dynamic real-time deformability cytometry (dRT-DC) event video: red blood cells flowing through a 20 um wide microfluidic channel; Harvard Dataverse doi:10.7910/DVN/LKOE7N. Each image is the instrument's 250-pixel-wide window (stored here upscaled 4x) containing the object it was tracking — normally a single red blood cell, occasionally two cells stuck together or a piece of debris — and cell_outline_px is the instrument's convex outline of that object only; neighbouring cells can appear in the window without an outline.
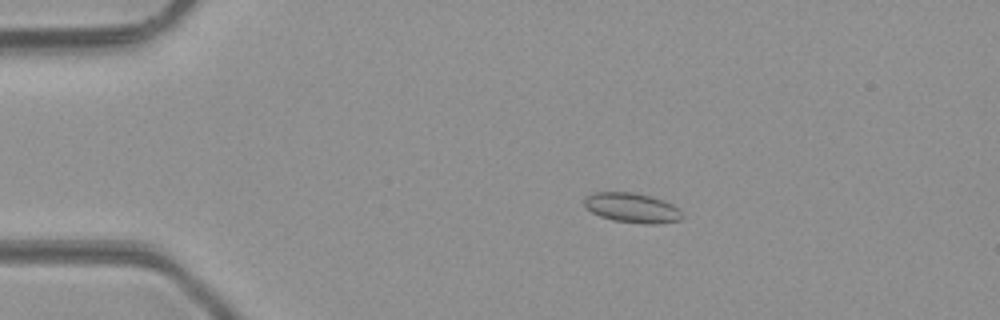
{"species": "common noctule bat (a hibernating species)", "species_latin": "Nyctalus noctula", "temperature_condition": "room temperature", "stored_images_in_passage": 50, "camera_frame_rate_fps": 3000, "um_per_image_px": 0.085, "animal": {"sex": "male", "body_mass_g": 23.1, "forearm_length_mm": 52.7}, "frame": {"image": 1, "passage_image": 11, "time_ms": 3.333, "image_size_px": [1000, 320], "cell_outline_px": [[684, 216], [680, 220], [656, 224], [644, 224], [612, 220], [600, 216], [592, 212], [584, 204], [584, 196], [596, 192], [636, 192], [652, 196], [664, 200], [672, 204]], "centroid_in_image_um": [53.72, 17.66], "position_along_channel_um": 31.3, "area_um2": 17.05}}
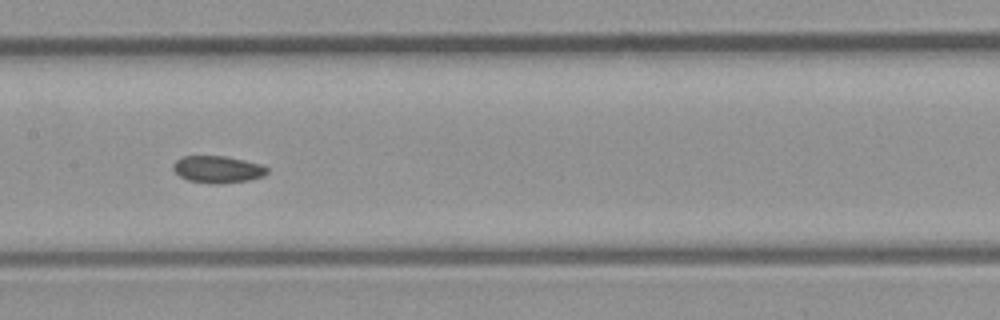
{"frame": {"image": 2, "passage_image": 26, "time_ms": 8.333, "image_size_px": [1000, 320], "cell_outline_px": [[268, 172], [264, 176], [248, 180], [220, 184], [212, 184], [188, 180], [180, 176], [172, 168], [172, 164], [180, 156], [224, 156], [244, 160], [260, 164], [268, 168]], "centroid_in_image_um": [18.48, 14.39], "position_along_channel_um": 188.9, "area_um2": 14.85}}
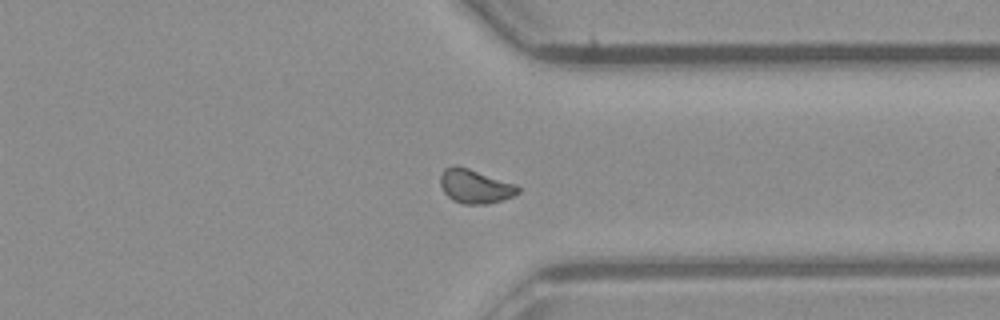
{"frame": {"image": 3, "passage_image": 39, "time_ms": 12.667, "image_size_px": [1000, 320], "cell_outline_px": [[520, 192], [512, 196], [488, 204], [464, 204], [452, 200], [444, 192], [440, 184], [440, 176], [444, 168], [452, 164], [456, 164], [516, 184], [520, 188]], "centroid_in_image_um": [40.35, 15.82], "position_along_channel_um": 371.0, "area_um2": 15.43}, "authors_computed_cell_mechanics": {"area_um2": 15.2014, "velocity_mm_per_s": 4.239, "shape_relaxation_time_tau1_ms": null, "shape_relaxation_time_tau2_ms": 3.0895, "deformation_change_tau1": null, "deformation_change_tau2": 0.07}}